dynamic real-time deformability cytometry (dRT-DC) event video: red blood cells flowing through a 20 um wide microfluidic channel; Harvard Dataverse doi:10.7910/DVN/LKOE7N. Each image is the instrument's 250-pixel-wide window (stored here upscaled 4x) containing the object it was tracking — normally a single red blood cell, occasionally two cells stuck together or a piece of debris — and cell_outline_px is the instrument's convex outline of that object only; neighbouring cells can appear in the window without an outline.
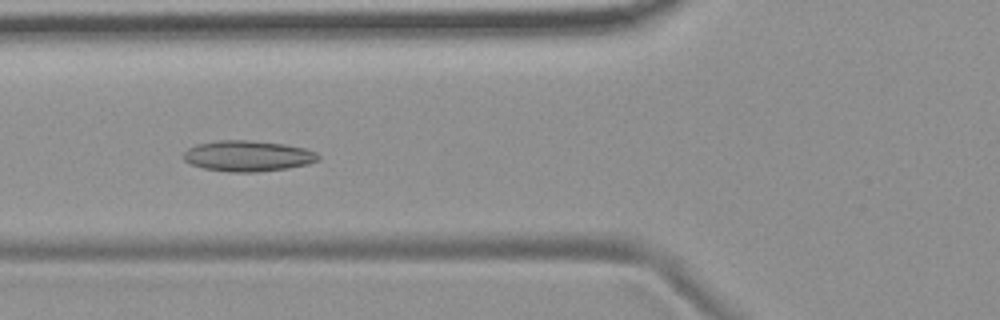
{"species": "common noctule bat (a hibernating species)", "species_latin": "Nyctalus noctula", "temperature_condition": "room temperature", "stored_images_in_passage": 5, "camera_frame_rate_fps": 3000, "um_per_image_px": 0.085, "animal": {"sex": "female", "body_mass_g": 19.9}, "frame": {"image": 1, "passage_image": 4, "time_ms": 3.333, "image_size_px": [1000, 320], "cell_outline_px": [[320, 160], [308, 164], [288, 168], [256, 172], [228, 172], [204, 168], [192, 164], [184, 160], [184, 152], [188, 148], [196, 144], [216, 140], [248, 140], [284, 144], [304, 148], [316, 152], [320, 156]], "centroid_in_image_um": [21.08, 13.25], "position_along_channel_um": 104.7, "area_um2": 24.22}}
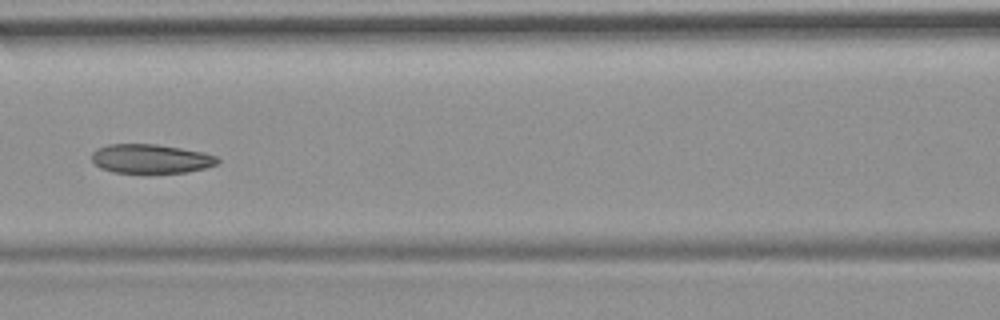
{"frame": {"image": 2, "passage_image": 5, "time_ms": 4.667, "image_size_px": [1000, 320], "cell_outline_px": [[220, 160], [216, 164], [204, 168], [188, 172], [148, 176], [112, 172], [100, 168], [92, 160], [92, 152], [96, 148], [108, 144], [156, 144], [204, 152], [216, 156]], "centroid_in_image_um": [12.79, 13.54], "position_along_channel_um": 153.8, "area_um2": 22.31}}